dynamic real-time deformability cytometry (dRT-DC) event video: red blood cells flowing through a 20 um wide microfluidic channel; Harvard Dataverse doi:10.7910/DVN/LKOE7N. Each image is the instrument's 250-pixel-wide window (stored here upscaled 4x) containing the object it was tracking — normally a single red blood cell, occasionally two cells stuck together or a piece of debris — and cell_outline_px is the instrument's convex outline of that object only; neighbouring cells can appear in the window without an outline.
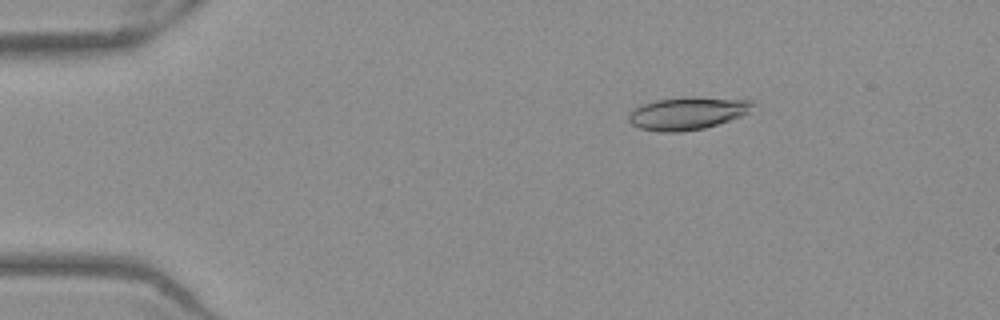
{"species": "Egyptian fruit bat (a non-hibernating species)", "species_latin": "Rousettus aegyptiacus", "temperature_condition": "warm", "stored_images_in_passage": 52, "camera_frame_rate_fps": 3000, "um_per_image_px": 0.085, "frame": {"image": 1, "passage_image": 9, "time_ms": 2.667, "image_size_px": [1000, 320], "cell_outline_px": [[756, 104], [748, 112], [740, 116], [704, 128], [680, 132], [660, 132], [640, 128], [632, 124], [628, 120], [628, 116], [636, 108], [644, 104], [656, 100], [684, 96], [696, 96], [752, 100]], "centroid_in_image_um": [58.46, 9.61], "position_along_channel_um": 26.5, "area_um2": 23.58}}
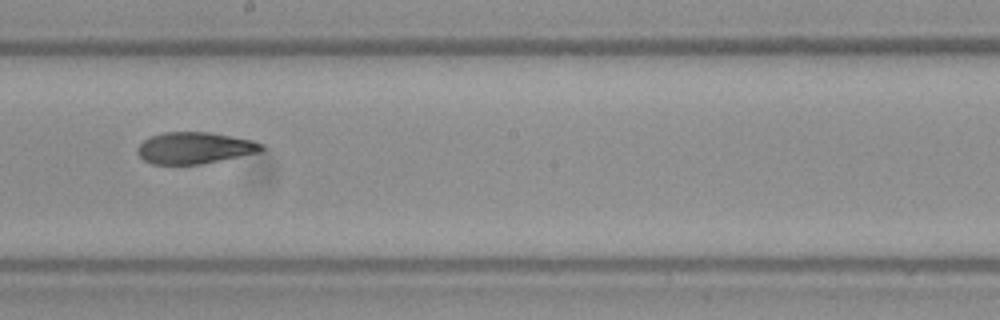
{"frame": {"image": 2, "passage_image": 30, "time_ms": 9.667, "image_size_px": [1000, 320], "cell_outline_px": [[264, 148], [260, 152], [200, 164], [152, 164], [144, 160], [136, 152], [136, 148], [144, 140], [152, 136], [164, 132], [208, 132], [232, 136], [252, 140], [264, 144]], "centroid_in_image_um": [16.54, 12.57], "position_along_channel_um": 231.7, "area_um2": 22.72}}
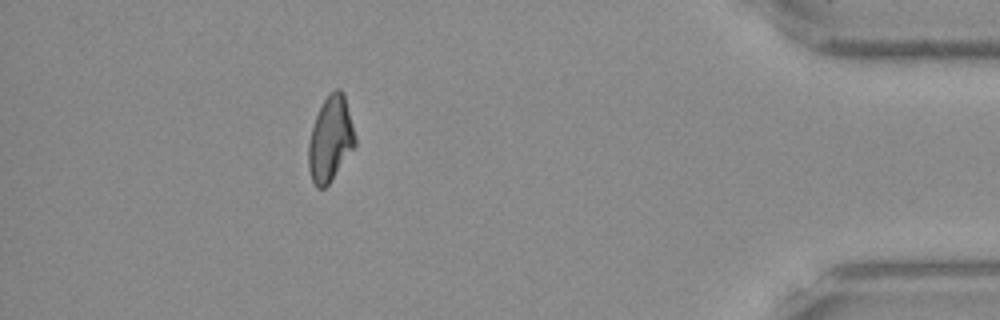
{"frame": {"image": 3, "passage_image": 47, "time_ms": 15.333, "image_size_px": [1000, 320], "cell_outline_px": [[356, 144], [328, 184], [324, 188], [316, 188], [312, 180], [308, 168], [308, 144], [312, 128], [316, 116], [324, 100], [336, 88], [340, 88], [344, 92], [356, 136]], "centroid_in_image_um": [28.09, 11.81], "position_along_channel_um": 407.1, "area_um2": 22.89}, "authors_computed_cell_mechanics": {"area_um2": 23.409, "velocity_mm_per_s": 3.9482, "shape_relaxation_time_tau1_ms": 9.8787, "shape_relaxation_time_tau2_ms": 5.6228, "deformation_change_tau1": 0.2553, "deformation_change_tau2": 0.1194}}